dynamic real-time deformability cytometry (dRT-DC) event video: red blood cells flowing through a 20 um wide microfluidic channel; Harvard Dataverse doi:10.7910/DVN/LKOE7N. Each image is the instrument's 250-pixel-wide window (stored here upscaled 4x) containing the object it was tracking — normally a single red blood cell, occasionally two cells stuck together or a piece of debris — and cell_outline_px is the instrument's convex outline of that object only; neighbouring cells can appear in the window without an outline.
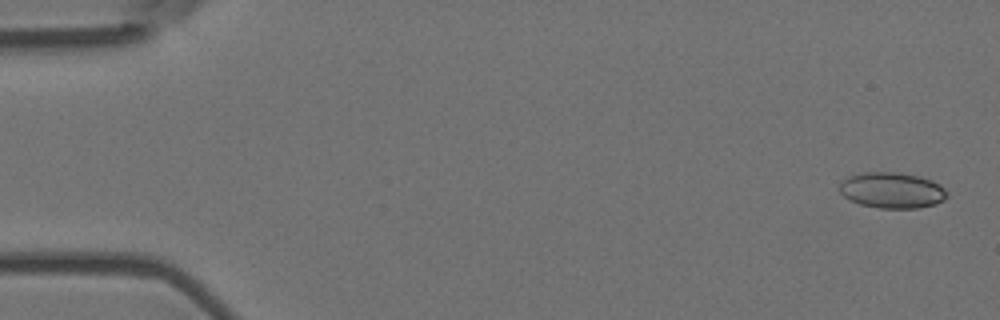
{"species": "Egyptian fruit bat (a non-hibernating species)", "species_latin": "Rousettus aegyptiacus", "temperature_condition": "room temperature", "stored_images_in_passage": 5, "camera_frame_rate_fps": 3000, "um_per_image_px": 0.085, "animal": {"sex": "female"}, "frame": {"image": 1, "passage_image": 1, "time_ms": 0.0, "image_size_px": [1000, 320], "cell_outline_px": [[948, 196], [944, 200], [936, 204], [916, 208], [880, 208], [860, 204], [848, 200], [840, 192], [840, 184], [844, 180], [852, 176], [864, 172], [896, 172], [920, 176], [932, 180], [940, 184], [948, 192]], "centroid_in_image_um": [75.86, 16.18], "position_along_channel_um": 9.1, "area_um2": 22.48}}
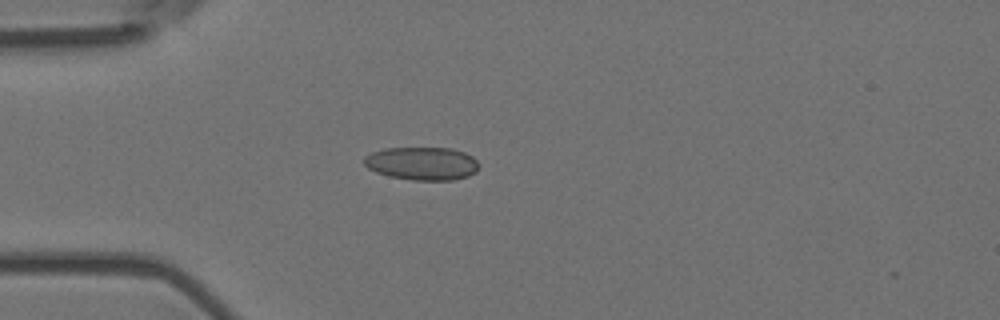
{"frame": {"image": 2, "passage_image": 4, "time_ms": 1.0, "image_size_px": [1000, 320], "cell_outline_px": [[480, 164], [476, 172], [468, 176], [452, 180], [412, 180], [392, 176], [376, 172], [368, 168], [364, 164], [364, 156], [372, 152], [384, 148], [452, 148], [464, 152], [472, 156]], "centroid_in_image_um": [35.89, 13.89], "position_along_channel_um": 49.1, "area_um2": 22.2}}